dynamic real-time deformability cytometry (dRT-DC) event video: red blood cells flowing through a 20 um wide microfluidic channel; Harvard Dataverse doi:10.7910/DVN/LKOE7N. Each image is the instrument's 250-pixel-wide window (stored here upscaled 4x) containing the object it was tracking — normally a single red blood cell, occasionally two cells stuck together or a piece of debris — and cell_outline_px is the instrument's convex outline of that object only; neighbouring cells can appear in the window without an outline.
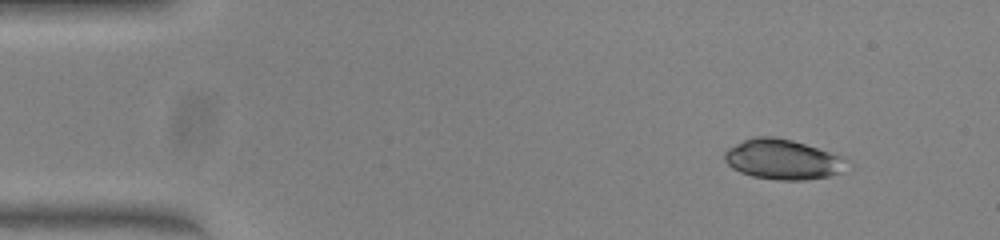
{"species": "common noctule bat (a hibernating species)", "species_latin": "Nyctalus noctula", "temperature_condition": "warm", "stored_images_in_passage": 46, "camera_frame_rate_fps": 3000, "um_per_image_px": 0.085, "animal": {"sex": "female", "body_mass_g": 23.0, "forearm_length_mm": 53.4}, "frame": {"image": 1, "passage_image": 1, "time_ms": 0.0, "image_size_px": [1000, 240], "cell_outline_px": [[852, 168], [828, 176], [804, 180], [776, 180], [752, 176], [740, 172], [732, 168], [724, 160], [724, 152], [728, 148], [744, 140], [756, 136], [772, 136], [792, 140], [840, 156], [852, 164]], "centroid_in_image_um": [66.55, 13.56], "position_along_channel_um": 18.5, "area_um2": 28.55}}
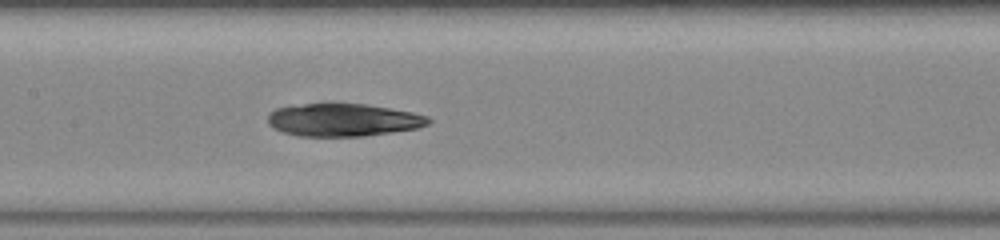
{"frame": {"image": 2, "passage_image": 20, "time_ms": 6.333, "image_size_px": [1000, 240], "cell_outline_px": [[432, 120], [428, 124], [416, 128], [392, 132], [364, 136], [300, 136], [284, 132], [272, 128], [268, 124], [268, 112], [276, 108], [304, 104], [364, 104], [412, 112], [428, 116]], "centroid_in_image_um": [29.15, 10.2], "position_along_channel_um": 178.3, "area_um2": 30.46}}
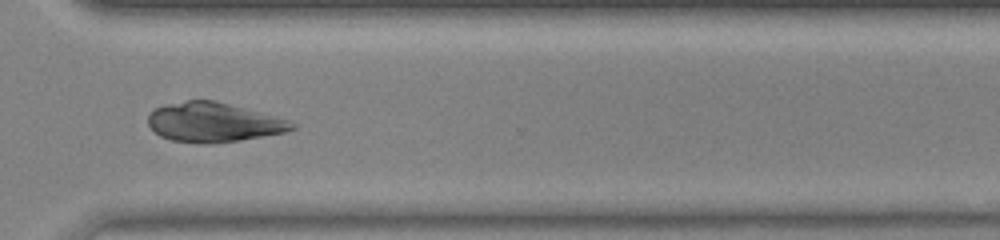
{"frame": {"image": 3, "passage_image": 33, "time_ms": 10.667, "image_size_px": [1000, 240], "cell_outline_px": [[296, 128], [284, 132], [240, 140], [208, 144], [204, 144], [172, 140], [160, 136], [148, 124], [148, 112], [164, 104], [188, 100], [216, 100], [260, 112], [288, 120], [296, 124]], "centroid_in_image_um": [18.12, 10.39], "position_along_channel_um": 352.5, "area_um2": 32.95}}